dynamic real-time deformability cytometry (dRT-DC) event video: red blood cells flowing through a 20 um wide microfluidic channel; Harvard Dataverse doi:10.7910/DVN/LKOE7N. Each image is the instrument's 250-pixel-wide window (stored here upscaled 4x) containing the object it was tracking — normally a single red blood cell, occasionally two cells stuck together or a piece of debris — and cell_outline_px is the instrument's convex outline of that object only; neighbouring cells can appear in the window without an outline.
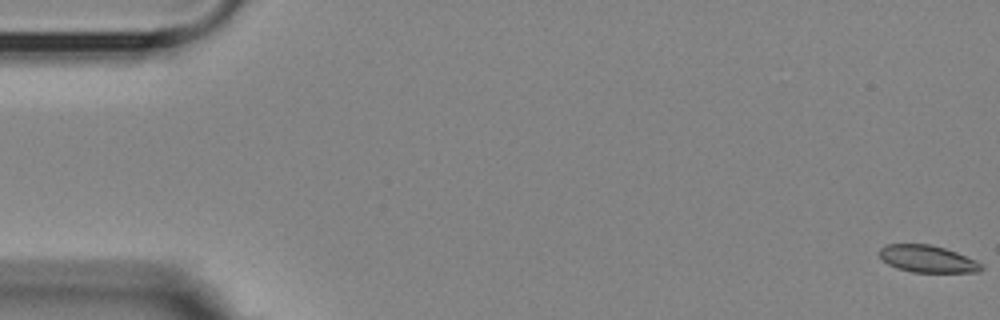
{"species": "Egyptian fruit bat (a non-hibernating species)", "species_latin": "Rousettus aegyptiacus", "temperature_condition": "room temperature", "stored_images_in_passage": 6, "camera_frame_rate_fps": 3000, "um_per_image_px": 0.085, "animal": {"sex": "female"}, "frame": {"image": 1, "passage_image": 1, "time_ms": 0.0, "image_size_px": [1000, 320], "cell_outline_px": [[984, 268], [980, 272], [912, 272], [896, 268], [888, 264], [876, 252], [884, 244], [928, 244], [944, 248], [956, 252], [976, 260], [984, 264]], "centroid_in_image_um": [78.83, 22.01], "position_along_channel_um": 6.2, "area_um2": 16.24}}
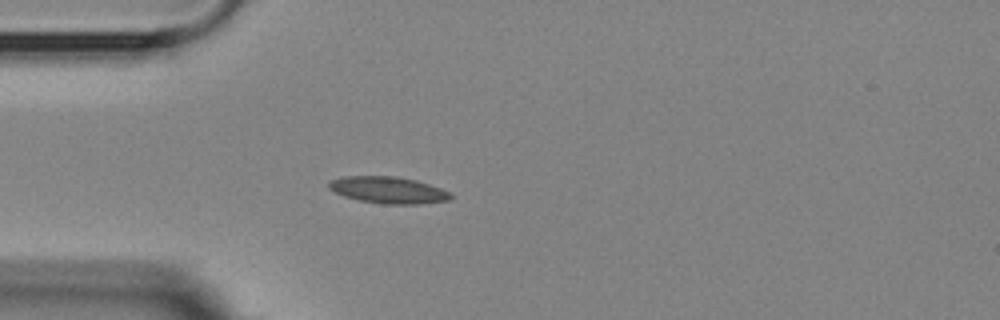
{"frame": {"image": 2, "passage_image": 5, "time_ms": 5.0, "image_size_px": [1000, 320], "cell_outline_px": [[452, 200], [420, 204], [384, 204], [360, 200], [344, 196], [328, 188], [328, 184], [332, 180], [344, 176], [396, 176], [416, 180], [452, 192]], "centroid_in_image_um": [33.05, 16.15], "position_along_channel_um": 52.0, "area_um2": 18.96}}